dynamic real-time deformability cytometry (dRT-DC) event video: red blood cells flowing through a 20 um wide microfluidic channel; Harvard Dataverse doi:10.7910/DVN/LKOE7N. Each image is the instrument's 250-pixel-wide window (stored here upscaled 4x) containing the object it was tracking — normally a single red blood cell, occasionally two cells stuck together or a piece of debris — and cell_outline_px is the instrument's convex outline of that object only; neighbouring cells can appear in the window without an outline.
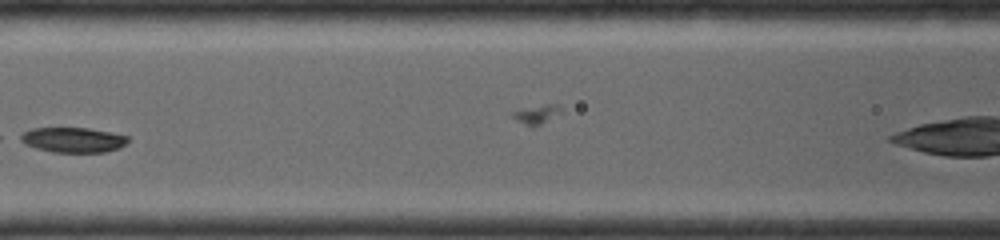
{"species": "common noctule bat (a hibernating species)", "species_latin": "Nyctalus noctula", "temperature_condition": "room temperature", "stored_images_in_passage": 51, "camera_frame_rate_fps": 4000, "um_per_image_px": 0.085, "animal": {"sex": "female", "body_mass_g": 19.0, "forearm_length_mm": 56.7}, "frame": {"image": 1, "passage_image": 24, "time_ms": 5.75, "image_size_px": [1000, 240], "cell_outline_px": [[128, 144], [120, 148], [104, 152], [52, 152], [36, 148], [24, 144], [16, 140], [16, 136], [32, 128], [88, 128], [128, 136]], "centroid_in_image_um": [6.15, 11.89], "position_along_channel_um": 160.5, "area_um2": 15.9}}
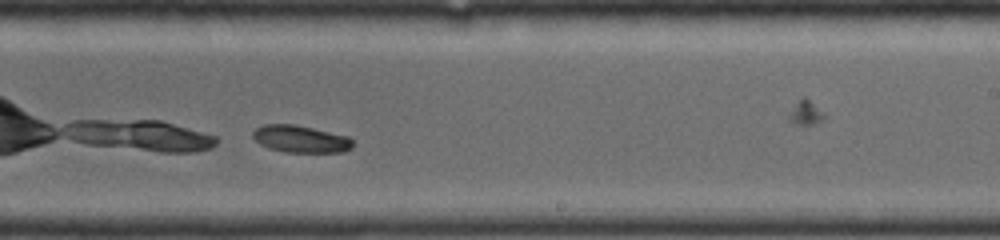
{"frame": {"image": 2, "passage_image": 35, "time_ms": 8.0, "image_size_px": [1000, 240], "cell_outline_px": [[352, 148], [344, 152], [284, 152], [268, 148], [260, 144], [252, 136], [252, 132], [256, 128], [264, 124], [296, 124], [348, 136], [352, 140]], "centroid_in_image_um": [25.54, 11.81], "position_along_channel_um": 263.5, "area_um2": 15.9}}
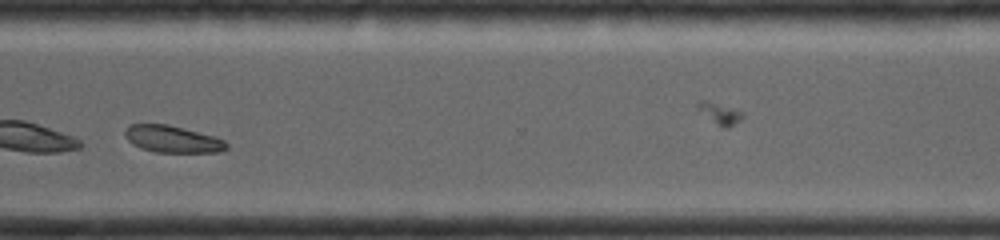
{"frame": {"image": 3, "passage_image": 48, "time_ms": 10.0, "image_size_px": [1000, 240], "cell_outline_px": [[228, 148], [220, 152], [156, 152], [140, 148], [132, 144], [124, 136], [124, 132], [132, 124], [168, 124], [216, 136], [224, 140], [228, 144]], "centroid_in_image_um": [14.69, 11.83], "position_along_channel_um": 355.9, "area_um2": 16.01}}